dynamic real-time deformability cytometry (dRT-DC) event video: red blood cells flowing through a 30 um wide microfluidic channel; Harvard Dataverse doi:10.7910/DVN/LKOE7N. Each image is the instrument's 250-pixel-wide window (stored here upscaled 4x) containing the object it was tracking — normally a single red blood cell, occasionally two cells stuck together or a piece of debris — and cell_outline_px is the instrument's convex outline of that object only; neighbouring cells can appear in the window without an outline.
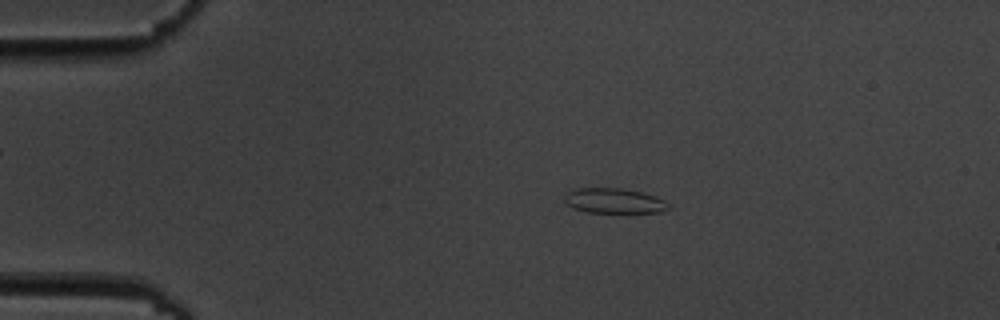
{"species": "common noctule bat (a hibernating species)", "species_latin": "Nyctalus noctula", "temperature_condition": "cold", "stored_images_in_passage": 10, "camera_frame_rate_fps": 3000, "um_per_image_px": 0.085, "animal": {"sex": "male", "body_mass_g": 19.5, "forearm_length_mm": 54.6}, "frame": {"image": 1, "passage_image": 2, "time_ms": 1.333, "image_size_px": [1000, 320], "cell_outline_px": [[672, 208], [660, 212], [588, 212], [572, 208], [564, 200], [564, 192], [576, 188], [620, 188], [640, 192], [656, 196], [664, 200]], "centroid_in_image_um": [52.17, 17.06], "position_along_channel_um": 32.8, "area_um2": 15.2}}
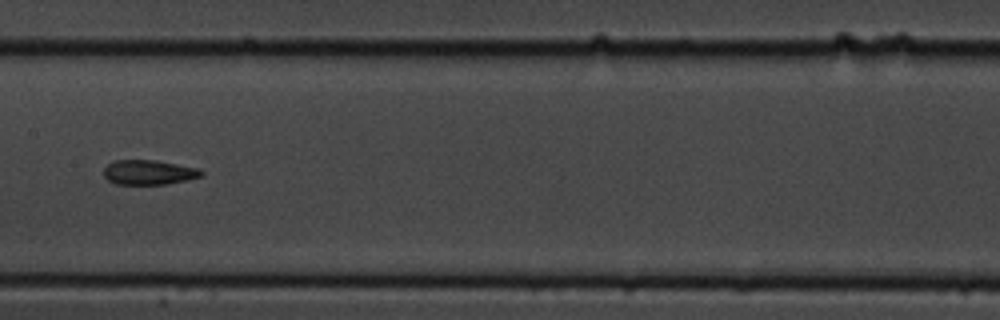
{"frame": {"image": 2, "passage_image": 7, "time_ms": 7.333, "image_size_px": [1000, 320], "cell_outline_px": [[204, 176], [188, 180], [168, 184], [116, 184], [108, 180], [104, 176], [104, 168], [112, 160], [156, 160], [200, 168], [204, 172]], "centroid_in_image_um": [12.69, 14.64], "position_along_channel_um": 194.7, "area_um2": 14.28}}
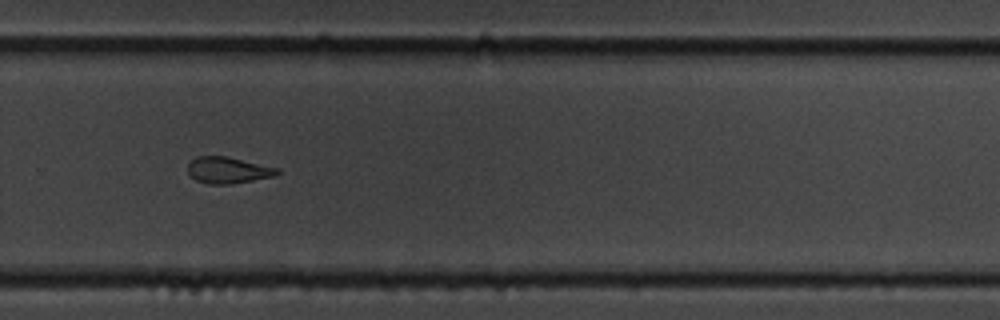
{"frame": {"image": 3, "passage_image": 10, "time_ms": 10.667, "image_size_px": [1000, 320], "cell_outline_px": [[280, 172], [276, 176], [232, 184], [208, 184], [196, 180], [188, 172], [188, 164], [196, 156], [228, 156], [280, 168]], "centroid_in_image_um": [19.42, 14.46], "position_along_channel_um": 310.4, "area_um2": 13.93}}